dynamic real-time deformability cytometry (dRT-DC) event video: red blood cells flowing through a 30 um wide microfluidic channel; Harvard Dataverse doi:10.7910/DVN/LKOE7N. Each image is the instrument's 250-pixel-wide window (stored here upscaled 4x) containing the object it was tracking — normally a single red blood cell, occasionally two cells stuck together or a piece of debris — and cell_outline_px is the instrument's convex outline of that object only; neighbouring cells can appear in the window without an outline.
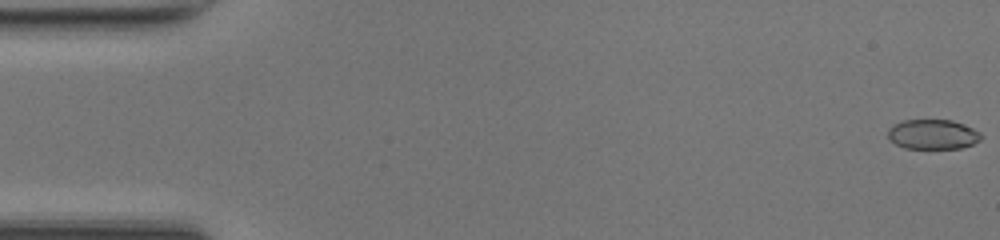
{"species": "common noctule bat (a hibernating species)", "species_latin": "Nyctalus noctula", "temperature_condition": "room temperature", "stored_images_in_passage": 50, "camera_frame_rate_fps": 3000, "um_per_image_px": 0.085, "animal": {"sex": "female", "body_mass_g": 17.0, "forearm_length_mm": 48.0}, "frame": {"image": 1, "passage_image": 1, "time_ms": 0.0, "image_size_px": [1000, 240], "cell_outline_px": [[984, 136], [980, 140], [972, 144], [960, 148], [904, 148], [888, 140], [888, 128], [892, 124], [904, 120], [952, 120], [972, 128], [980, 132]], "centroid_in_image_um": [79.26, 11.42], "position_along_channel_um": 5.7, "area_um2": 16.24}}
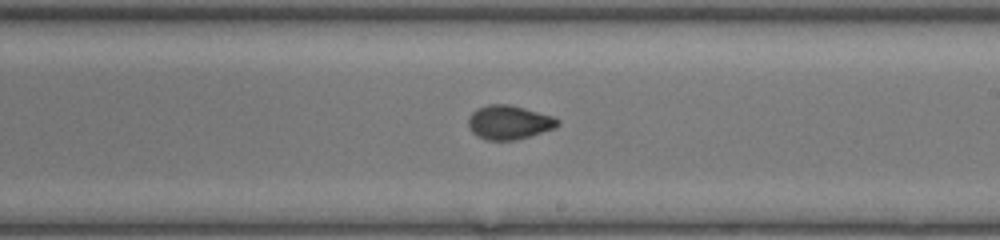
{"frame": {"image": 2, "passage_image": 29, "time_ms": 9.333, "image_size_px": [1000, 240], "cell_outline_px": [[560, 124], [556, 128], [516, 140], [488, 140], [476, 136], [468, 128], [468, 116], [476, 108], [488, 104], [508, 104], [524, 108], [552, 116], [560, 120]], "centroid_in_image_um": [43.24, 10.4], "position_along_channel_um": 245.8, "area_um2": 17.86}}
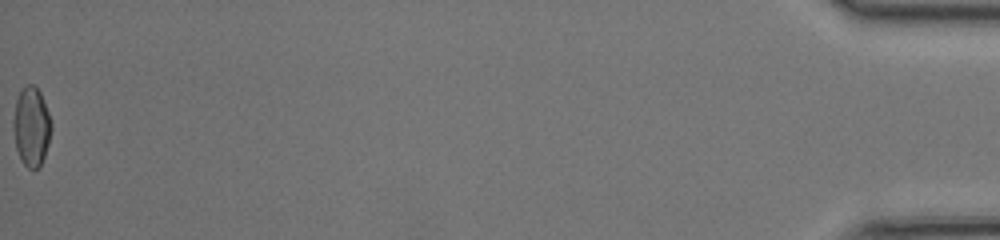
{"frame": {"image": 3, "passage_image": 50, "time_ms": 16.333, "image_size_px": [1000, 240], "cell_outline_px": [[52, 128], [48, 144], [44, 156], [40, 164], [36, 168], [28, 168], [20, 160], [16, 148], [12, 128], [12, 120], [16, 100], [20, 88], [28, 84], [32, 84], [40, 92], [48, 112], [52, 124]], "centroid_in_image_um": [2.64, 10.74], "position_along_channel_um": 432.6, "area_um2": 17.63}, "authors_computed_cell_mechanics": {"area_um2": 17.3689, "velocity_mm_per_s": 4.2598, "shape_relaxation_time_tau1_ms": 6.0793, "shape_relaxation_time_tau2_ms": 0.9475, "deformation_change_tau1": 0.1783, "deformation_change_tau2": 0.0426}}